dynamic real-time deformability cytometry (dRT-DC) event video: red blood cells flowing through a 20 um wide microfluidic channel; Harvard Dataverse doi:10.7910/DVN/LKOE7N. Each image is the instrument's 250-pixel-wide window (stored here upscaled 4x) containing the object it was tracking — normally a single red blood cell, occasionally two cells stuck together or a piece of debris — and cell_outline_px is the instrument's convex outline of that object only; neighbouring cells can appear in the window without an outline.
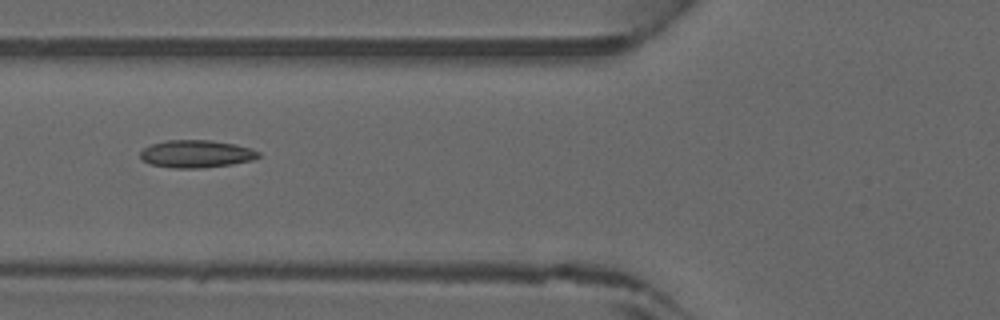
{"species": "common noctule bat (a hibernating species)", "species_latin": "Nyctalus noctula", "temperature_condition": "warm", "stored_images_in_passage": 34, "camera_frame_rate_fps": 3000, "um_per_image_px": 0.085, "animal": {"sex": "male", "forearm_length_mm": 52.5}, "frame": {"image": 1, "passage_image": 6, "time_ms": 1.667, "image_size_px": [1000, 320], "cell_outline_px": [[260, 156], [252, 160], [232, 164], [204, 168], [172, 168], [152, 164], [144, 160], [140, 156], [140, 152], [144, 148], [152, 144], [164, 140], [212, 140], [236, 144], [260, 152]], "centroid_in_image_um": [16.69, 13.07], "position_along_channel_um": 109.1, "area_um2": 18.96}}
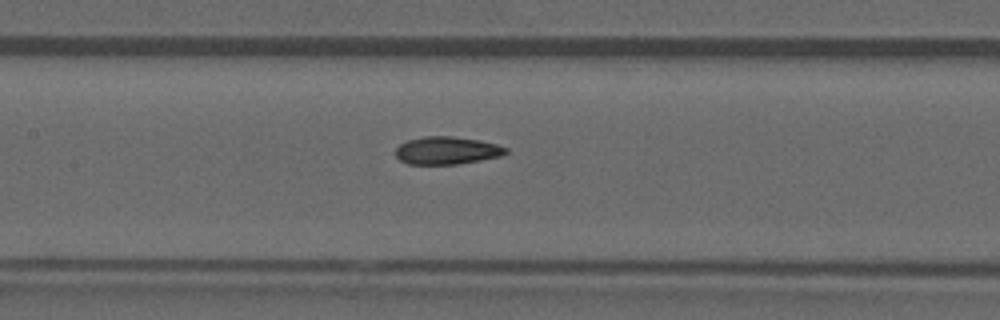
{"frame": {"image": 2, "passage_image": 10, "time_ms": 3.0, "image_size_px": [1000, 320], "cell_outline_px": [[508, 152], [504, 156], [456, 164], [408, 164], [400, 160], [396, 156], [396, 148], [400, 144], [408, 140], [424, 136], [452, 136], [476, 140], [496, 144], [508, 148]], "centroid_in_image_um": [37.99, 12.79], "position_along_channel_um": 169.4, "area_um2": 17.74}}